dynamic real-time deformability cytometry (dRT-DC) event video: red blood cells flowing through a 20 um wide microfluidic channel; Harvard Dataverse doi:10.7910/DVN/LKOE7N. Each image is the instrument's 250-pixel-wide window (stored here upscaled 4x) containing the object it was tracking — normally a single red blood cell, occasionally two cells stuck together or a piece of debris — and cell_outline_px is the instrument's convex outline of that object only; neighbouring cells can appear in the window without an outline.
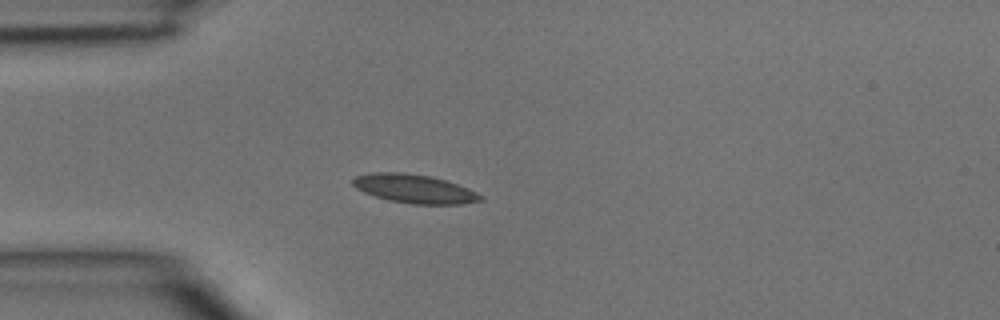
{"species": "common noctule bat (a hibernating species)", "species_latin": "Nyctalus noctula", "temperature_condition": "room temperature", "stored_images_in_passage": 4, "camera_frame_rate_fps": 3000, "um_per_image_px": 0.085, "animal": {"sex": "male", "body_mass_g": 15.6}, "frame": {"image": 1, "passage_image": 4, "time_ms": 1.0, "image_size_px": [1000, 320], "cell_outline_px": [[484, 200], [464, 204], [412, 204], [388, 200], [364, 192], [356, 188], [352, 184], [352, 180], [356, 176], [372, 172], [400, 172], [432, 176], [468, 188], [484, 196]], "centroid_in_image_um": [35.24, 16.05], "position_along_channel_um": 49.8, "area_um2": 21.39}}